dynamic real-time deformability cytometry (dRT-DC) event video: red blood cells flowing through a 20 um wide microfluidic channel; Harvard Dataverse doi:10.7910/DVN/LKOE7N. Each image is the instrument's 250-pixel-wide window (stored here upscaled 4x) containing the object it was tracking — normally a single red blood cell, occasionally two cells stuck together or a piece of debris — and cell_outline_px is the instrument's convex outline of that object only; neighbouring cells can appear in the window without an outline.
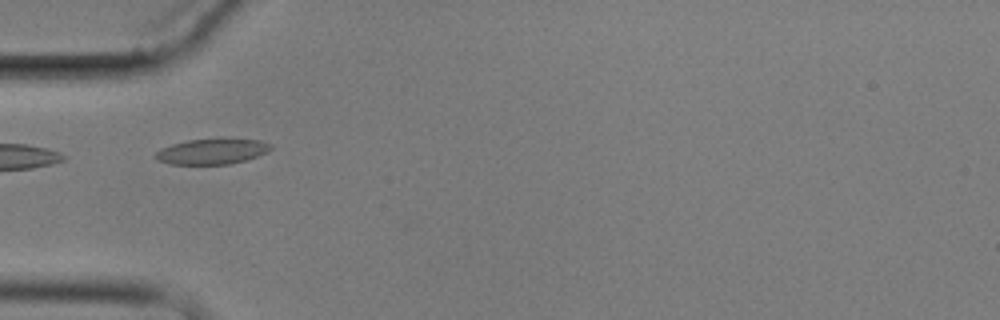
{"species": "common noctule bat (a hibernating species)", "species_latin": "Nyctalus noctula", "temperature_condition": "cold", "stored_images_in_passage": 6, "camera_frame_rate_fps": 3000, "um_per_image_px": 0.085, "animal": {"sex": "male", "body_mass_g": 17.9}, "frame": {"image": 1, "passage_image": 6, "time_ms": 6.0, "image_size_px": [1000, 320], "cell_outline_px": [[272, 148], [268, 152], [248, 160], [228, 164], [172, 164], [156, 160], [156, 152], [160, 148], [172, 144], [188, 140], [220, 136], [260, 140], [272, 144]], "centroid_in_image_um": [18.09, 12.83], "position_along_channel_um": 66.9, "area_um2": 17.86}}